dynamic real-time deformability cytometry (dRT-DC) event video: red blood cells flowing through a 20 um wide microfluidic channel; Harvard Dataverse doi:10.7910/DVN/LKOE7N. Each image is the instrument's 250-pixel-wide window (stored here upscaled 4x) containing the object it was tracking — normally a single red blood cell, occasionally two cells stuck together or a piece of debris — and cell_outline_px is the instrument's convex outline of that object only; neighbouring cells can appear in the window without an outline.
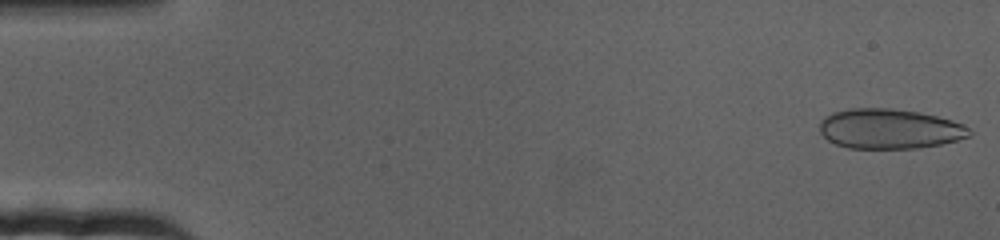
{"species": "human", "species_latin": "Homo sapiens", "temperature_condition": "cold", "stored_images_in_passage": 52, "camera_frame_rate_fps": 3000, "um_per_image_px": 0.085, "donor": {"sex": "female"}, "frame": {"image": 1, "passage_image": 1, "time_ms": 0.0, "image_size_px": [1000, 240], "cell_outline_px": [[972, 136], [940, 144], [920, 148], [848, 148], [836, 144], [828, 140], [820, 132], [820, 120], [824, 116], [832, 112], [848, 108], [892, 108], [920, 112], [952, 120], [968, 128], [972, 132]], "centroid_in_image_um": [75.58, 10.94], "position_along_channel_um": 9.4, "area_um2": 34.97}}
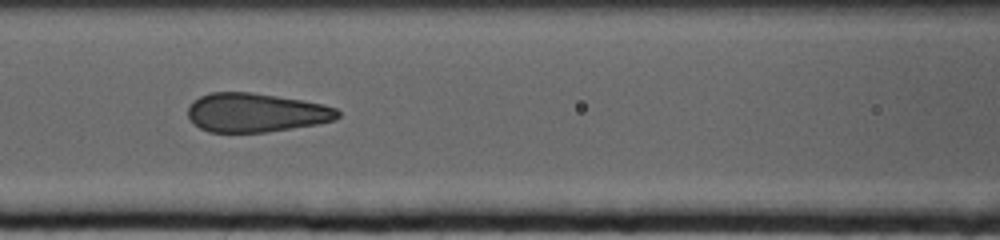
{"frame": {"image": 2, "passage_image": 31, "time_ms": 10.0, "image_size_px": [1000, 240], "cell_outline_px": [[340, 116], [336, 120], [316, 124], [264, 132], [208, 132], [200, 128], [188, 116], [188, 108], [192, 100], [208, 92], [252, 92], [324, 104], [336, 108], [340, 112]], "centroid_in_image_um": [21.74, 9.56], "position_along_channel_um": 144.9, "area_um2": 33.93}}
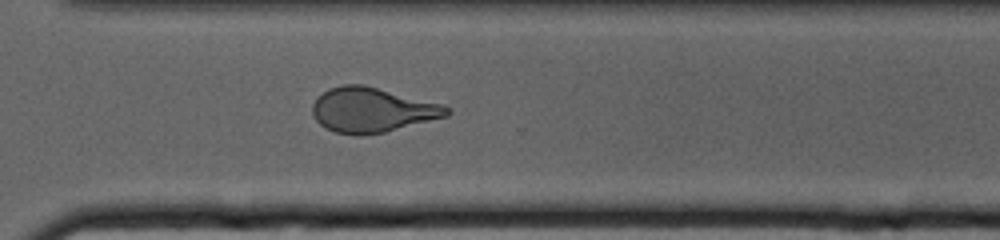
{"frame": {"image": 3, "passage_image": 52, "time_ms": 17.0, "image_size_px": [1000, 240], "cell_outline_px": [[452, 112], [448, 116], [384, 132], [360, 136], [356, 136], [336, 132], [320, 124], [316, 120], [312, 112], [312, 104], [316, 96], [328, 88], [344, 84], [364, 84], [444, 104]], "centroid_in_image_um": [31.62, 9.33], "position_along_channel_um": 339.0, "area_um2": 35.32}}